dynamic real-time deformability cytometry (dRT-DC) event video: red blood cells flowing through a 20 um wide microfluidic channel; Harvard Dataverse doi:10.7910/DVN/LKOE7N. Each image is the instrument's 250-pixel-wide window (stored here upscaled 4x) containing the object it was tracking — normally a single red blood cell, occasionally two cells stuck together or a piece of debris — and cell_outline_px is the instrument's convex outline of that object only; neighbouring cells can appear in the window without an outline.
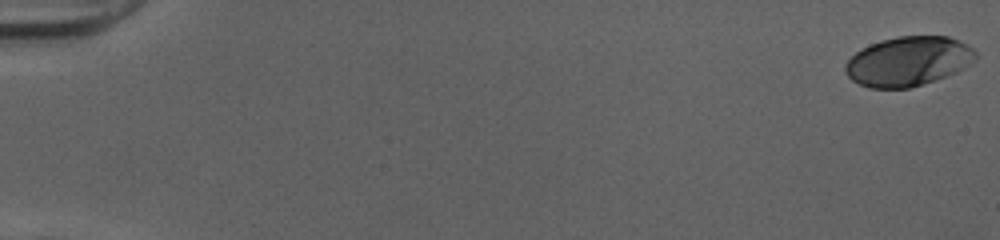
{"species": "human", "species_latin": "Homo sapiens", "temperature_condition": "cold", "stored_images_in_passage": 16, "camera_frame_rate_fps": 3000, "um_per_image_px": 0.085, "donor": {"sex": "female"}, "frame": {"image": 1, "passage_image": 1, "time_ms": 0.0, "image_size_px": [1000, 240], "cell_outline_px": [[976, 60], [964, 68], [956, 72], [908, 88], [868, 88], [852, 80], [844, 72], [844, 64], [856, 52], [880, 40], [896, 36], [948, 36], [968, 44], [976, 52]], "centroid_in_image_um": [77.2, 5.2], "position_along_channel_um": 7.8, "area_um2": 37.4}}